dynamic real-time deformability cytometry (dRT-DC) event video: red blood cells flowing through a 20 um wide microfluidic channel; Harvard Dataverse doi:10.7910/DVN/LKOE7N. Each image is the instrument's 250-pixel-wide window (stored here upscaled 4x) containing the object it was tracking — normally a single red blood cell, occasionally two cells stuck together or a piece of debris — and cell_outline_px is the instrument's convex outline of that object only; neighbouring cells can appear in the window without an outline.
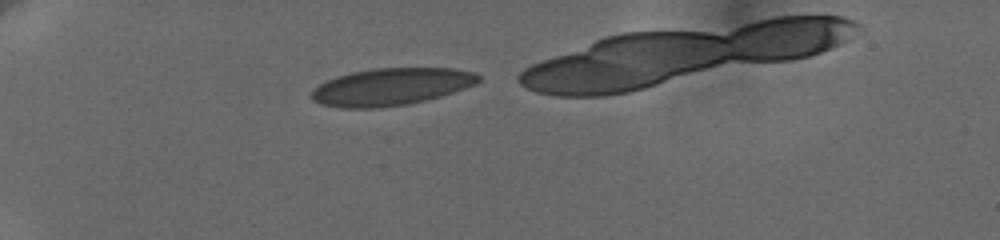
{"species": "human", "species_latin": "Homo sapiens", "temperature_condition": "cold", "stored_images_in_passage": 4, "camera_frame_rate_fps": 3000, "um_per_image_px": 0.085, "donor": {"sex": "female"}, "frame": {"image": 1, "passage_image": 1, "time_ms": 0.0, "image_size_px": [1000, 240], "cell_outline_px": [[480, 80], [464, 88], [440, 96], [408, 104], [380, 108], [340, 108], [320, 104], [312, 100], [312, 92], [320, 84], [336, 76], [352, 72], [372, 68], [456, 68], [476, 72], [480, 76]], "centroid_in_image_um": [33.24, 7.37], "position_along_channel_um": 51.8, "area_um2": 36.13}}
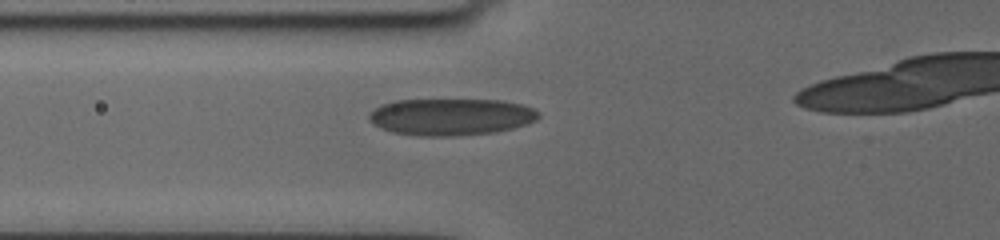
{"frame": {"image": 2, "passage_image": 3, "time_ms": 2.0, "image_size_px": [1000, 240], "cell_outline_px": [[540, 116], [536, 120], [512, 128], [492, 132], [452, 136], [424, 136], [392, 132], [372, 124], [368, 120], [368, 116], [380, 104], [396, 100], [504, 100], [524, 104], [540, 112]], "centroid_in_image_um": [38.33, 9.92], "position_along_channel_um": 87.5, "area_um2": 36.36}}